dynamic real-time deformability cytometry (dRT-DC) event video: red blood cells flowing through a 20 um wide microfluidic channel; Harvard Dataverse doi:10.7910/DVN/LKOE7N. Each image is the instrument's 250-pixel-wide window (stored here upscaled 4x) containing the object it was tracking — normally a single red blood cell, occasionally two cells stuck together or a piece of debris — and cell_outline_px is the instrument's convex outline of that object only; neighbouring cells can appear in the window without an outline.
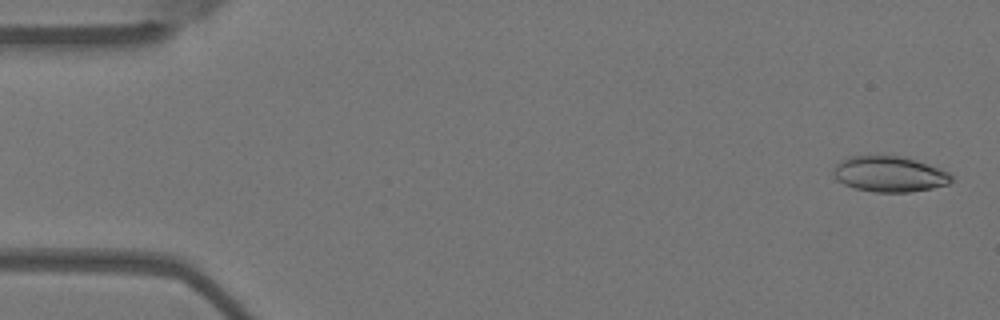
{"species": "Egyptian fruit bat (a non-hibernating species)", "species_latin": "Rousettus aegyptiacus", "temperature_condition": "warm", "stored_images_in_passage": 55, "camera_frame_rate_fps": 3000, "um_per_image_px": 0.085, "animal": {"sex": "female"}, "frame": {"image": 1, "passage_image": 2, "time_ms": 0.333, "image_size_px": [1000, 320], "cell_outline_px": [[952, 180], [948, 184], [932, 188], [908, 192], [872, 192], [856, 188], [844, 184], [836, 180], [832, 172], [836, 164], [852, 156], [900, 156], [916, 160], [940, 168], [948, 172], [952, 176]], "centroid_in_image_um": [75.61, 14.8], "position_along_channel_um": 9.4, "area_um2": 24.33}}
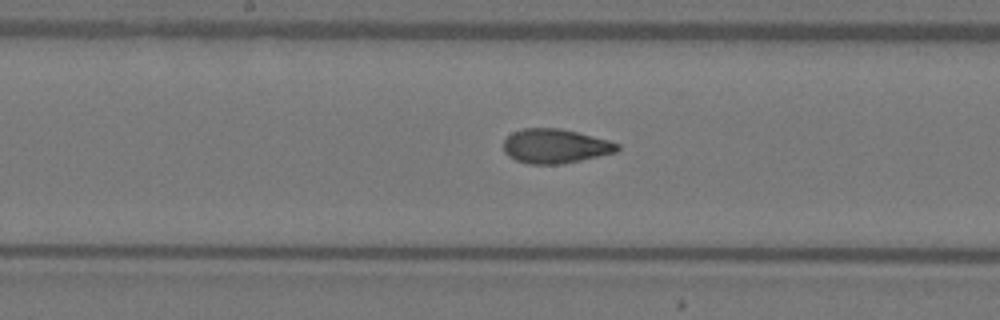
{"frame": {"image": 2, "passage_image": 28, "time_ms": 9.0, "image_size_px": [1000, 320], "cell_outline_px": [[620, 148], [616, 152], [564, 164], [528, 164], [516, 160], [508, 156], [504, 152], [504, 140], [512, 132], [524, 128], [560, 128], [608, 140], [620, 144]], "centroid_in_image_um": [47.18, 12.42], "position_along_channel_um": 201.0, "area_um2": 22.77}}
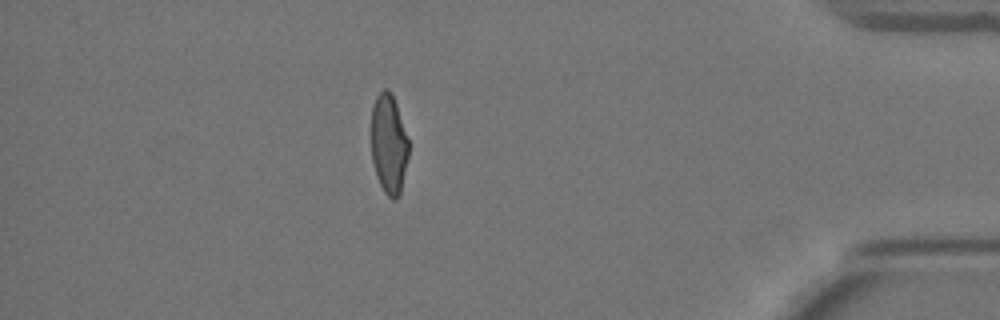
{"frame": {"image": 3, "passage_image": 48, "time_ms": 15.667, "image_size_px": [1000, 320], "cell_outline_px": [[408, 156], [400, 196], [396, 200], [392, 200], [384, 192], [376, 176], [372, 160], [372, 108], [376, 96], [384, 88], [388, 88], [392, 92], [408, 140]], "centroid_in_image_um": [33.05, 12.27], "position_along_channel_um": 402.2, "area_um2": 21.68}, "authors_computed_cell_mechanics": {"area_um2": 23.12, "velocity_mm_per_s": 3.6875, "shape_relaxation_time_tau1_ms": 11.2048, "shape_relaxation_time_tau2_ms": 1.2737, "deformation_change_tau1": 0.2725, "deformation_change_tau2": 0.0746}}